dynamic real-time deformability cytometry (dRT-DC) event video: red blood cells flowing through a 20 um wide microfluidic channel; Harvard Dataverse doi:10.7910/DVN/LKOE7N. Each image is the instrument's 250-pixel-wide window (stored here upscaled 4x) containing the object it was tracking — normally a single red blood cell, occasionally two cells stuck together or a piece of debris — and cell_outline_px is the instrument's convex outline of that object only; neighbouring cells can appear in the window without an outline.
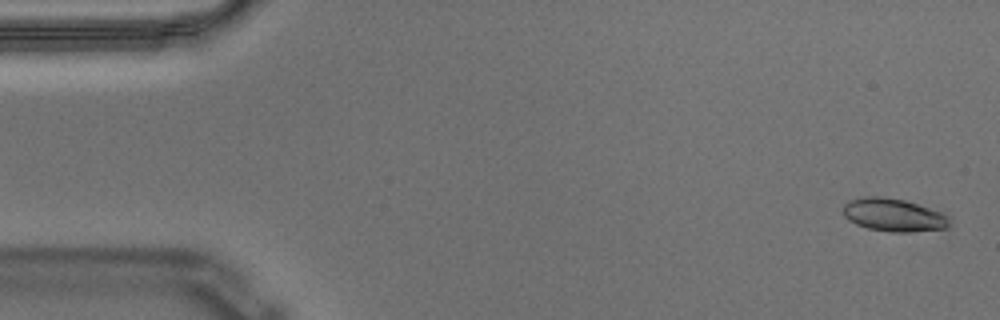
{"species": "Egyptian fruit bat (a non-hibernating species)", "species_latin": "Rousettus aegyptiacus", "temperature_condition": "warm", "stored_images_in_passage": 57, "segment_of_instrument_passage": [1, 2], "camera_frame_rate_fps": 3000, "um_per_image_px": 0.085, "animal": {"sex": "male"}, "frame": {"image": 1, "passage_image": 1, "time_ms": 0.0, "image_size_px": [1000, 320], "cell_outline_px": [[948, 224], [944, 228], [912, 232], [888, 232], [868, 228], [856, 224], [848, 220], [844, 216], [844, 204], [848, 200], [864, 196], [884, 196], [904, 200], [940, 212], [948, 216]], "centroid_in_image_um": [75.89, 18.27], "position_along_channel_um": 9.1, "area_um2": 20.29}}
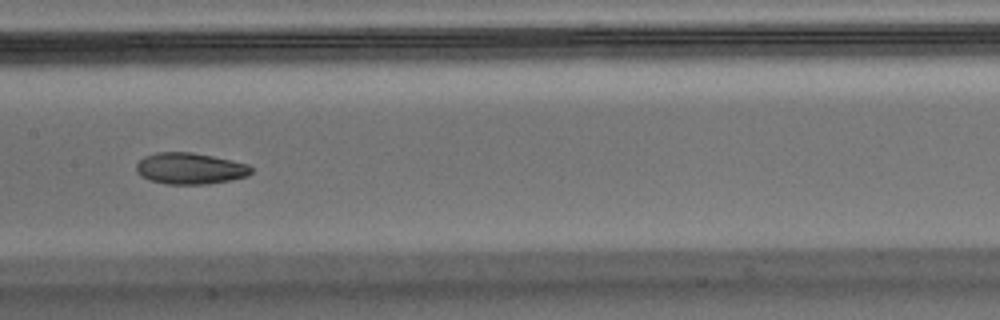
{"frame": {"image": 2, "passage_image": 27, "time_ms": 8.667, "image_size_px": [1000, 320], "cell_outline_px": [[252, 172], [248, 176], [232, 180], [208, 184], [164, 184], [148, 180], [140, 176], [136, 172], [136, 164], [144, 156], [156, 152], [192, 152], [232, 160], [248, 164], [252, 168]], "centroid_in_image_um": [16.14, 14.33], "position_along_channel_um": 191.3, "area_um2": 21.27}}
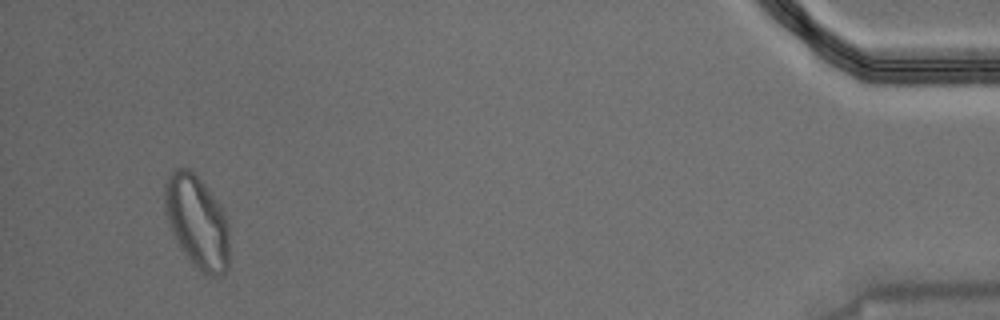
{"frame": {"image": 3, "passage_image": 53, "time_ms": 17.333, "image_size_px": [1000, 320], "cell_outline_px": [[228, 268], [224, 276], [204, 276], [192, 264], [180, 248], [172, 232], [164, 208], [164, 184], [172, 168], [188, 168], [204, 184], [220, 204], [228, 220]], "centroid_in_image_um": [16.75, 18.88], "position_along_channel_um": 418.5, "area_um2": 35.32}}